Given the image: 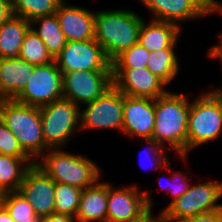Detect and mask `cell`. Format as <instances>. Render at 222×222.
<instances>
[{
  "label": "cell",
  "mask_w": 222,
  "mask_h": 222,
  "mask_svg": "<svg viewBox=\"0 0 222 222\" xmlns=\"http://www.w3.org/2000/svg\"><path fill=\"white\" fill-rule=\"evenodd\" d=\"M190 107L191 101L184 93L167 91L155 99L152 139L165 149L168 145L167 149H173L175 154L185 161H188L187 130Z\"/></svg>",
  "instance_id": "obj_1"
},
{
  "label": "cell",
  "mask_w": 222,
  "mask_h": 222,
  "mask_svg": "<svg viewBox=\"0 0 222 222\" xmlns=\"http://www.w3.org/2000/svg\"><path fill=\"white\" fill-rule=\"evenodd\" d=\"M142 17L128 9L95 12V40L112 62L138 42Z\"/></svg>",
  "instance_id": "obj_2"
},
{
  "label": "cell",
  "mask_w": 222,
  "mask_h": 222,
  "mask_svg": "<svg viewBox=\"0 0 222 222\" xmlns=\"http://www.w3.org/2000/svg\"><path fill=\"white\" fill-rule=\"evenodd\" d=\"M35 162L56 183L68 184L84 190L101 179L99 166L84 155L58 149H49Z\"/></svg>",
  "instance_id": "obj_3"
},
{
  "label": "cell",
  "mask_w": 222,
  "mask_h": 222,
  "mask_svg": "<svg viewBox=\"0 0 222 222\" xmlns=\"http://www.w3.org/2000/svg\"><path fill=\"white\" fill-rule=\"evenodd\" d=\"M0 119L35 162L50 149L44 141L40 107L0 100Z\"/></svg>",
  "instance_id": "obj_4"
},
{
  "label": "cell",
  "mask_w": 222,
  "mask_h": 222,
  "mask_svg": "<svg viewBox=\"0 0 222 222\" xmlns=\"http://www.w3.org/2000/svg\"><path fill=\"white\" fill-rule=\"evenodd\" d=\"M200 94L191 102L187 130V156L192 149L215 141L222 135V102L212 89Z\"/></svg>",
  "instance_id": "obj_5"
},
{
  "label": "cell",
  "mask_w": 222,
  "mask_h": 222,
  "mask_svg": "<svg viewBox=\"0 0 222 222\" xmlns=\"http://www.w3.org/2000/svg\"><path fill=\"white\" fill-rule=\"evenodd\" d=\"M80 110L64 98L40 107L44 141L50 149L64 148L76 130H80Z\"/></svg>",
  "instance_id": "obj_6"
},
{
  "label": "cell",
  "mask_w": 222,
  "mask_h": 222,
  "mask_svg": "<svg viewBox=\"0 0 222 222\" xmlns=\"http://www.w3.org/2000/svg\"><path fill=\"white\" fill-rule=\"evenodd\" d=\"M220 198H222V181L208 180L205 183L192 184L180 198L173 201L160 215L166 221L177 222L200 213L221 209Z\"/></svg>",
  "instance_id": "obj_7"
},
{
  "label": "cell",
  "mask_w": 222,
  "mask_h": 222,
  "mask_svg": "<svg viewBox=\"0 0 222 222\" xmlns=\"http://www.w3.org/2000/svg\"><path fill=\"white\" fill-rule=\"evenodd\" d=\"M124 94L112 86L80 110V130H118L122 133Z\"/></svg>",
  "instance_id": "obj_8"
},
{
  "label": "cell",
  "mask_w": 222,
  "mask_h": 222,
  "mask_svg": "<svg viewBox=\"0 0 222 222\" xmlns=\"http://www.w3.org/2000/svg\"><path fill=\"white\" fill-rule=\"evenodd\" d=\"M62 98V72L53 61L47 65L35 66L25 88L14 100L25 105L42 107Z\"/></svg>",
  "instance_id": "obj_9"
},
{
  "label": "cell",
  "mask_w": 222,
  "mask_h": 222,
  "mask_svg": "<svg viewBox=\"0 0 222 222\" xmlns=\"http://www.w3.org/2000/svg\"><path fill=\"white\" fill-rule=\"evenodd\" d=\"M63 98L81 108L113 86L112 70L75 71L62 74Z\"/></svg>",
  "instance_id": "obj_10"
},
{
  "label": "cell",
  "mask_w": 222,
  "mask_h": 222,
  "mask_svg": "<svg viewBox=\"0 0 222 222\" xmlns=\"http://www.w3.org/2000/svg\"><path fill=\"white\" fill-rule=\"evenodd\" d=\"M54 61L62 74L78 70H112L111 61L95 39L66 42Z\"/></svg>",
  "instance_id": "obj_11"
},
{
  "label": "cell",
  "mask_w": 222,
  "mask_h": 222,
  "mask_svg": "<svg viewBox=\"0 0 222 222\" xmlns=\"http://www.w3.org/2000/svg\"><path fill=\"white\" fill-rule=\"evenodd\" d=\"M137 185L114 188L108 183L107 222H127L152 208L150 190L140 191Z\"/></svg>",
  "instance_id": "obj_12"
},
{
  "label": "cell",
  "mask_w": 222,
  "mask_h": 222,
  "mask_svg": "<svg viewBox=\"0 0 222 222\" xmlns=\"http://www.w3.org/2000/svg\"><path fill=\"white\" fill-rule=\"evenodd\" d=\"M112 81L117 90L132 97L157 99L168 91L148 68H112Z\"/></svg>",
  "instance_id": "obj_13"
},
{
  "label": "cell",
  "mask_w": 222,
  "mask_h": 222,
  "mask_svg": "<svg viewBox=\"0 0 222 222\" xmlns=\"http://www.w3.org/2000/svg\"><path fill=\"white\" fill-rule=\"evenodd\" d=\"M149 10L151 19L170 22L181 27L182 21L212 15L209 0H140ZM181 22V23H180Z\"/></svg>",
  "instance_id": "obj_14"
},
{
  "label": "cell",
  "mask_w": 222,
  "mask_h": 222,
  "mask_svg": "<svg viewBox=\"0 0 222 222\" xmlns=\"http://www.w3.org/2000/svg\"><path fill=\"white\" fill-rule=\"evenodd\" d=\"M55 183L35 164L26 171L18 192L32 205L37 217L55 213Z\"/></svg>",
  "instance_id": "obj_15"
},
{
  "label": "cell",
  "mask_w": 222,
  "mask_h": 222,
  "mask_svg": "<svg viewBox=\"0 0 222 222\" xmlns=\"http://www.w3.org/2000/svg\"><path fill=\"white\" fill-rule=\"evenodd\" d=\"M155 125V99L124 96L123 127L125 136L152 138Z\"/></svg>",
  "instance_id": "obj_16"
},
{
  "label": "cell",
  "mask_w": 222,
  "mask_h": 222,
  "mask_svg": "<svg viewBox=\"0 0 222 222\" xmlns=\"http://www.w3.org/2000/svg\"><path fill=\"white\" fill-rule=\"evenodd\" d=\"M55 14L67 42L95 39V12L64 0Z\"/></svg>",
  "instance_id": "obj_17"
},
{
  "label": "cell",
  "mask_w": 222,
  "mask_h": 222,
  "mask_svg": "<svg viewBox=\"0 0 222 222\" xmlns=\"http://www.w3.org/2000/svg\"><path fill=\"white\" fill-rule=\"evenodd\" d=\"M35 65L22 58H0V100H14L25 88Z\"/></svg>",
  "instance_id": "obj_18"
},
{
  "label": "cell",
  "mask_w": 222,
  "mask_h": 222,
  "mask_svg": "<svg viewBox=\"0 0 222 222\" xmlns=\"http://www.w3.org/2000/svg\"><path fill=\"white\" fill-rule=\"evenodd\" d=\"M143 19L138 43L150 52L162 49H175L182 29L176 24L151 19Z\"/></svg>",
  "instance_id": "obj_19"
},
{
  "label": "cell",
  "mask_w": 222,
  "mask_h": 222,
  "mask_svg": "<svg viewBox=\"0 0 222 222\" xmlns=\"http://www.w3.org/2000/svg\"><path fill=\"white\" fill-rule=\"evenodd\" d=\"M99 179L81 192L77 222H107L108 183Z\"/></svg>",
  "instance_id": "obj_20"
},
{
  "label": "cell",
  "mask_w": 222,
  "mask_h": 222,
  "mask_svg": "<svg viewBox=\"0 0 222 222\" xmlns=\"http://www.w3.org/2000/svg\"><path fill=\"white\" fill-rule=\"evenodd\" d=\"M30 28V22L12 15L0 27V58H19L24 36Z\"/></svg>",
  "instance_id": "obj_21"
},
{
  "label": "cell",
  "mask_w": 222,
  "mask_h": 222,
  "mask_svg": "<svg viewBox=\"0 0 222 222\" xmlns=\"http://www.w3.org/2000/svg\"><path fill=\"white\" fill-rule=\"evenodd\" d=\"M34 164L32 158H16L0 154V190L18 191L26 171Z\"/></svg>",
  "instance_id": "obj_22"
},
{
  "label": "cell",
  "mask_w": 222,
  "mask_h": 222,
  "mask_svg": "<svg viewBox=\"0 0 222 222\" xmlns=\"http://www.w3.org/2000/svg\"><path fill=\"white\" fill-rule=\"evenodd\" d=\"M30 27L44 42L46 49L53 58L61 52L67 42L56 14L33 19L30 21Z\"/></svg>",
  "instance_id": "obj_23"
},
{
  "label": "cell",
  "mask_w": 222,
  "mask_h": 222,
  "mask_svg": "<svg viewBox=\"0 0 222 222\" xmlns=\"http://www.w3.org/2000/svg\"><path fill=\"white\" fill-rule=\"evenodd\" d=\"M147 68L168 86L177 77L180 68L175 50L150 52Z\"/></svg>",
  "instance_id": "obj_24"
},
{
  "label": "cell",
  "mask_w": 222,
  "mask_h": 222,
  "mask_svg": "<svg viewBox=\"0 0 222 222\" xmlns=\"http://www.w3.org/2000/svg\"><path fill=\"white\" fill-rule=\"evenodd\" d=\"M64 0H11L13 15L29 22L43 16L54 15Z\"/></svg>",
  "instance_id": "obj_25"
},
{
  "label": "cell",
  "mask_w": 222,
  "mask_h": 222,
  "mask_svg": "<svg viewBox=\"0 0 222 222\" xmlns=\"http://www.w3.org/2000/svg\"><path fill=\"white\" fill-rule=\"evenodd\" d=\"M19 57L35 66L47 65L54 61L44 42L31 27L24 36Z\"/></svg>",
  "instance_id": "obj_26"
},
{
  "label": "cell",
  "mask_w": 222,
  "mask_h": 222,
  "mask_svg": "<svg viewBox=\"0 0 222 222\" xmlns=\"http://www.w3.org/2000/svg\"><path fill=\"white\" fill-rule=\"evenodd\" d=\"M82 190L63 183H55V213L76 217Z\"/></svg>",
  "instance_id": "obj_27"
},
{
  "label": "cell",
  "mask_w": 222,
  "mask_h": 222,
  "mask_svg": "<svg viewBox=\"0 0 222 222\" xmlns=\"http://www.w3.org/2000/svg\"><path fill=\"white\" fill-rule=\"evenodd\" d=\"M4 207L14 219V222H25L38 218L32 205L18 191L6 192Z\"/></svg>",
  "instance_id": "obj_28"
},
{
  "label": "cell",
  "mask_w": 222,
  "mask_h": 222,
  "mask_svg": "<svg viewBox=\"0 0 222 222\" xmlns=\"http://www.w3.org/2000/svg\"><path fill=\"white\" fill-rule=\"evenodd\" d=\"M149 54L150 51L137 42L118 55L111 62V66L112 68H147Z\"/></svg>",
  "instance_id": "obj_29"
},
{
  "label": "cell",
  "mask_w": 222,
  "mask_h": 222,
  "mask_svg": "<svg viewBox=\"0 0 222 222\" xmlns=\"http://www.w3.org/2000/svg\"><path fill=\"white\" fill-rule=\"evenodd\" d=\"M145 142H147L146 144L149 146L142 151V155L140 153V157H139V164H141L142 168L145 169L147 166L146 164H142V162H145V159H149L150 164H151V170L155 169H165V171H170V162H169V158L167 157L168 154H170L169 152H167V149L163 148L158 142H156L154 139L149 138V139H143ZM168 153V154H167ZM143 156V157H142ZM140 158L142 160H140ZM147 161V160H146ZM144 165V166H143ZM148 165V164H147ZM147 169V168H146Z\"/></svg>",
  "instance_id": "obj_30"
},
{
  "label": "cell",
  "mask_w": 222,
  "mask_h": 222,
  "mask_svg": "<svg viewBox=\"0 0 222 222\" xmlns=\"http://www.w3.org/2000/svg\"><path fill=\"white\" fill-rule=\"evenodd\" d=\"M0 154L16 158H31L21 147L15 135L0 119Z\"/></svg>",
  "instance_id": "obj_31"
},
{
  "label": "cell",
  "mask_w": 222,
  "mask_h": 222,
  "mask_svg": "<svg viewBox=\"0 0 222 222\" xmlns=\"http://www.w3.org/2000/svg\"><path fill=\"white\" fill-rule=\"evenodd\" d=\"M186 174V175H185ZM182 171H175L171 174V178H167L168 182L163 185L164 183L161 182V177H158V183L162 187H160V190L166 189V192L170 195L172 198L171 202L161 211V213L177 198H180L191 186L192 183L189 182V178H187L188 172ZM163 183V184H162Z\"/></svg>",
  "instance_id": "obj_32"
},
{
  "label": "cell",
  "mask_w": 222,
  "mask_h": 222,
  "mask_svg": "<svg viewBox=\"0 0 222 222\" xmlns=\"http://www.w3.org/2000/svg\"><path fill=\"white\" fill-rule=\"evenodd\" d=\"M177 222H222V208L218 210L200 213L194 217L181 219Z\"/></svg>",
  "instance_id": "obj_33"
},
{
  "label": "cell",
  "mask_w": 222,
  "mask_h": 222,
  "mask_svg": "<svg viewBox=\"0 0 222 222\" xmlns=\"http://www.w3.org/2000/svg\"><path fill=\"white\" fill-rule=\"evenodd\" d=\"M13 15L11 0H0V27Z\"/></svg>",
  "instance_id": "obj_34"
},
{
  "label": "cell",
  "mask_w": 222,
  "mask_h": 222,
  "mask_svg": "<svg viewBox=\"0 0 222 222\" xmlns=\"http://www.w3.org/2000/svg\"><path fill=\"white\" fill-rule=\"evenodd\" d=\"M41 218L42 222H77L75 217L65 214H57V213H53Z\"/></svg>",
  "instance_id": "obj_35"
},
{
  "label": "cell",
  "mask_w": 222,
  "mask_h": 222,
  "mask_svg": "<svg viewBox=\"0 0 222 222\" xmlns=\"http://www.w3.org/2000/svg\"><path fill=\"white\" fill-rule=\"evenodd\" d=\"M208 56L211 58L219 59L222 65V31L220 34L219 44L213 45L212 47L208 48Z\"/></svg>",
  "instance_id": "obj_36"
},
{
  "label": "cell",
  "mask_w": 222,
  "mask_h": 222,
  "mask_svg": "<svg viewBox=\"0 0 222 222\" xmlns=\"http://www.w3.org/2000/svg\"><path fill=\"white\" fill-rule=\"evenodd\" d=\"M160 216V212L157 217L153 215L152 208H148L141 216L136 219L127 222H154Z\"/></svg>",
  "instance_id": "obj_37"
},
{
  "label": "cell",
  "mask_w": 222,
  "mask_h": 222,
  "mask_svg": "<svg viewBox=\"0 0 222 222\" xmlns=\"http://www.w3.org/2000/svg\"><path fill=\"white\" fill-rule=\"evenodd\" d=\"M209 8L211 14L213 13L222 14V3H220L219 0H209Z\"/></svg>",
  "instance_id": "obj_38"
},
{
  "label": "cell",
  "mask_w": 222,
  "mask_h": 222,
  "mask_svg": "<svg viewBox=\"0 0 222 222\" xmlns=\"http://www.w3.org/2000/svg\"><path fill=\"white\" fill-rule=\"evenodd\" d=\"M0 222H14V219L4 206L0 209Z\"/></svg>",
  "instance_id": "obj_39"
},
{
  "label": "cell",
  "mask_w": 222,
  "mask_h": 222,
  "mask_svg": "<svg viewBox=\"0 0 222 222\" xmlns=\"http://www.w3.org/2000/svg\"><path fill=\"white\" fill-rule=\"evenodd\" d=\"M5 194H6L5 191L0 190V209L4 206Z\"/></svg>",
  "instance_id": "obj_40"
},
{
  "label": "cell",
  "mask_w": 222,
  "mask_h": 222,
  "mask_svg": "<svg viewBox=\"0 0 222 222\" xmlns=\"http://www.w3.org/2000/svg\"><path fill=\"white\" fill-rule=\"evenodd\" d=\"M217 96L218 98L220 99V101L222 102V89H214L212 90Z\"/></svg>",
  "instance_id": "obj_41"
},
{
  "label": "cell",
  "mask_w": 222,
  "mask_h": 222,
  "mask_svg": "<svg viewBox=\"0 0 222 222\" xmlns=\"http://www.w3.org/2000/svg\"><path fill=\"white\" fill-rule=\"evenodd\" d=\"M154 222H170L166 221L161 215Z\"/></svg>",
  "instance_id": "obj_42"
},
{
  "label": "cell",
  "mask_w": 222,
  "mask_h": 222,
  "mask_svg": "<svg viewBox=\"0 0 222 222\" xmlns=\"http://www.w3.org/2000/svg\"><path fill=\"white\" fill-rule=\"evenodd\" d=\"M25 222H42V218H41V217H38V218L35 219V220H29V221H25Z\"/></svg>",
  "instance_id": "obj_43"
}]
</instances>
